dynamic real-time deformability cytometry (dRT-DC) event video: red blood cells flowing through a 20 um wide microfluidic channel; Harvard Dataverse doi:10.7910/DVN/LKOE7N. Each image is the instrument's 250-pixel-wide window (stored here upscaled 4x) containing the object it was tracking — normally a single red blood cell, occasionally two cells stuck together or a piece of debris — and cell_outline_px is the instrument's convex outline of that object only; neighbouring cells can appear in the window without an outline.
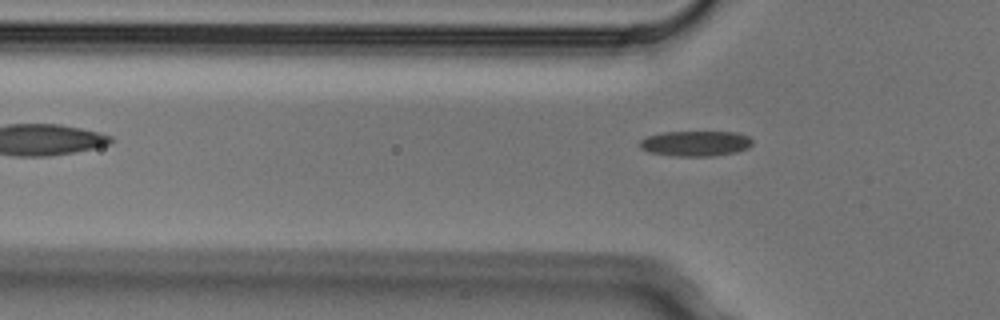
{"species": "Egyptian fruit bat (a non-hibernating species)", "species_latin": "Rousettus aegyptiacus", "temperature_condition": "cold", "stored_images_in_passage": 3, "camera_frame_rate_fps": 3000, "um_per_image_px": 0.085, "animal": {"sex": "male"}, "frame": {"image": 1, "passage_image": 3, "time_ms": 0.667, "image_size_px": [1000, 320], "cell_outline_px": [[752, 144], [748, 148], [736, 152], [712, 156], [676, 156], [648, 152], [640, 148], [640, 140], [648, 136], [664, 132], [736, 132], [748, 136], [752, 140]], "centroid_in_image_um": [59.12, 12.19], "position_along_channel_um": 66.7, "area_um2": 16.59}}